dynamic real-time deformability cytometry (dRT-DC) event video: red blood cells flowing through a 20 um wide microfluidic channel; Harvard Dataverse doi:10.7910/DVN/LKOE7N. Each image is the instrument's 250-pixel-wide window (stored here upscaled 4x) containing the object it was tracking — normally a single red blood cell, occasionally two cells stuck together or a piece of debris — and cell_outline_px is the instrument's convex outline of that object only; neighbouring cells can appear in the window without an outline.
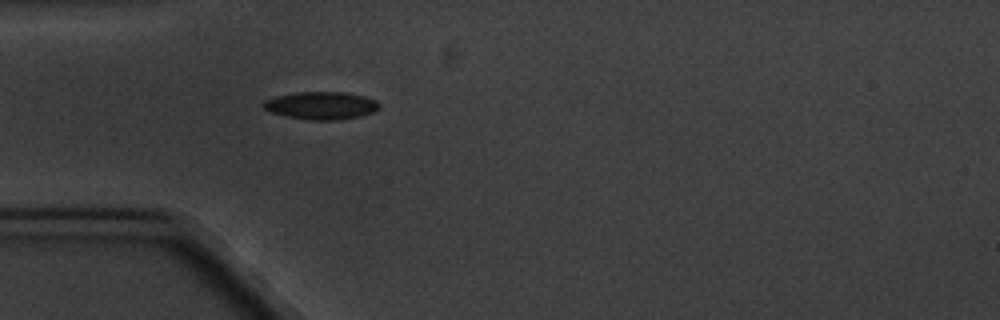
{"species": "common noctule bat (a hibernating species)", "species_latin": "Nyctalus noctula", "temperature_condition": "cold", "stored_images_in_passage": 1, "camera_frame_rate_fps": 3000, "um_per_image_px": 0.085, "animal": {"sex": "male", "body_mass_g": 20.1, "forearm_length_mm": 53.5}, "frame": {"image": 1, "passage_image": 1, "time_ms": 0.0, "image_size_px": [1000, 320], "cell_outline_px": [[380, 108], [372, 112], [360, 116], [336, 120], [312, 120], [288, 116], [272, 112], [264, 108], [264, 100], [276, 96], [296, 92], [348, 92], [364, 96], [376, 100], [380, 104]], "centroid_in_image_um": [27.34, 8.96], "position_along_channel_um": 57.7, "area_um2": 18.55}}